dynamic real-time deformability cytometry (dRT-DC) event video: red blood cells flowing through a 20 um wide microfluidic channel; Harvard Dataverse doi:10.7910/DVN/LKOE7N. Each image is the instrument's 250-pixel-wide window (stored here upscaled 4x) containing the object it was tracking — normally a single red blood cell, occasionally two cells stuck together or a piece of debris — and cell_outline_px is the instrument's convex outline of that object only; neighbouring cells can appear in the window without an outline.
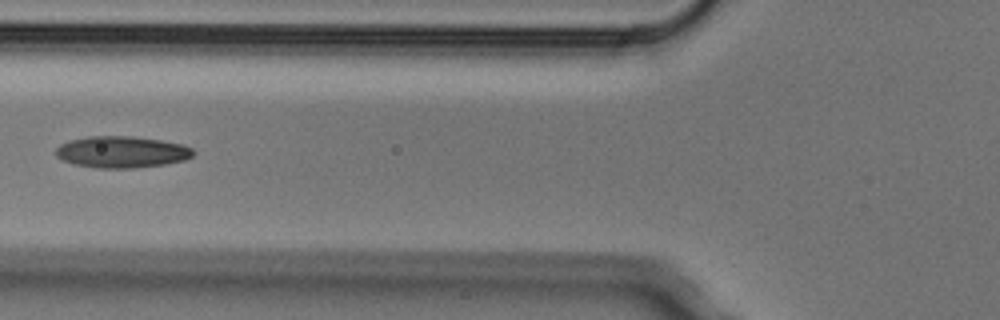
{"species": "Egyptian fruit bat (a non-hibernating species)", "species_latin": "Rousettus aegyptiacus", "temperature_condition": "cold", "stored_images_in_passage": 6, "camera_frame_rate_fps": 3000, "um_per_image_px": 0.085, "animal": {"sex": "male"}, "frame": {"image": 1, "passage_image": 5, "time_ms": 1.333, "image_size_px": [1000, 320], "cell_outline_px": [[196, 152], [192, 156], [184, 160], [164, 164], [132, 168], [96, 168], [72, 164], [60, 160], [56, 156], [56, 148], [60, 144], [68, 140], [88, 136], [132, 136], [160, 140], [184, 144], [192, 148]], "centroid_in_image_um": [10.32, 12.91], "position_along_channel_um": 115.5, "area_um2": 25.55}}
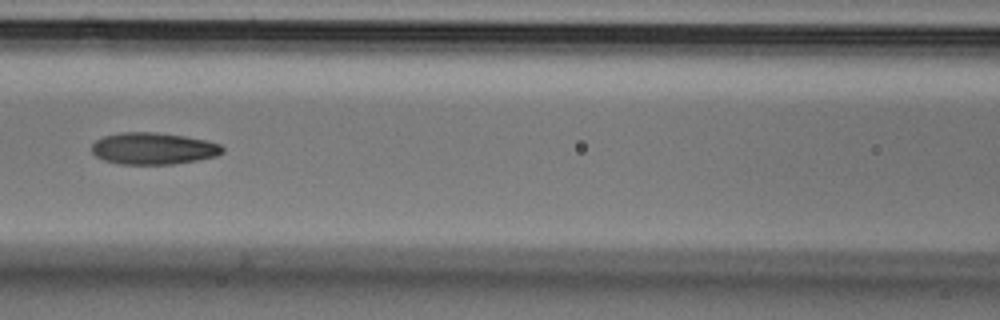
{"frame": {"image": 2, "passage_image": 6, "time_ms": 1.667, "image_size_px": [1000, 320], "cell_outline_px": [[224, 152], [216, 156], [196, 160], [172, 164], [116, 164], [104, 160], [96, 156], [92, 152], [92, 144], [96, 140], [104, 136], [120, 132], [156, 132], [184, 136], [204, 140], [220, 144], [224, 148]], "centroid_in_image_um": [13.01, 12.62], "position_along_channel_um": 153.6, "area_um2": 24.22}}